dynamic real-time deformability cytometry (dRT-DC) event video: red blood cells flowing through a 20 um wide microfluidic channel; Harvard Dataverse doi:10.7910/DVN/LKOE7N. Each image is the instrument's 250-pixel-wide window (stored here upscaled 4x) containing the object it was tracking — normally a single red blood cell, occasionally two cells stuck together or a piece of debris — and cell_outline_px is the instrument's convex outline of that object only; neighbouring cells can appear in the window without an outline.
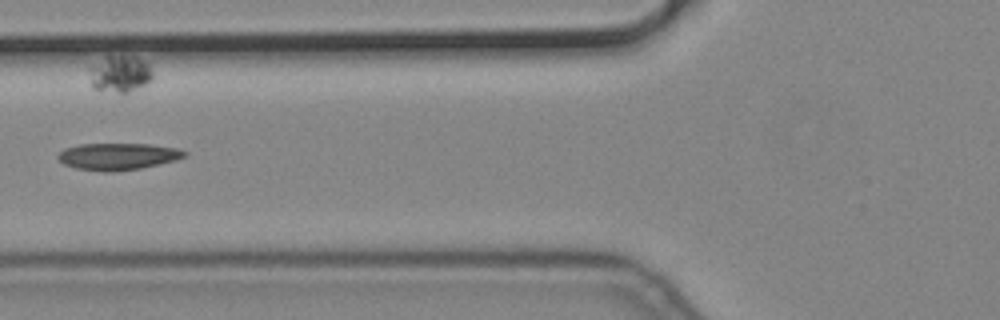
{"species": "common noctule bat (a hibernating species)", "species_latin": "Nyctalus noctula", "temperature_condition": "cold", "stored_images_in_passage": 11, "camera_frame_rate_fps": 3000, "um_per_image_px": 0.085, "animal": {"sex": "male", "body_mass_g": 19.2, "forearm_length_mm": 51.8}, "frame": {"image": 1, "passage_image": 7, "time_ms": 2.0, "image_size_px": [1000, 320], "cell_outline_px": [[188, 152], [184, 156], [176, 160], [140, 168], [112, 172], [104, 172], [76, 168], [64, 164], [56, 156], [64, 148], [80, 144], [148, 144], [180, 148]], "centroid_in_image_um": [10.02, 13.29], "position_along_channel_um": 115.8, "area_um2": 19.77}}
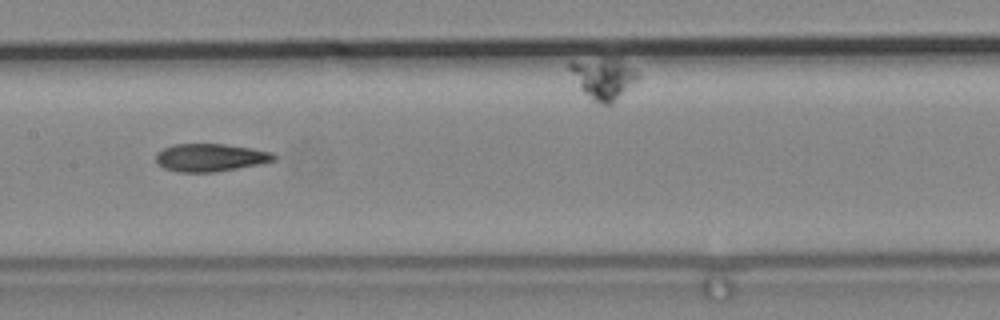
{"frame": {"image": 2, "passage_image": 9, "time_ms": 2.667, "image_size_px": [1000, 320], "cell_outline_px": [[276, 160], [264, 164], [216, 172], [180, 172], [164, 168], [156, 160], [156, 152], [172, 144], [224, 144], [252, 148], [272, 152], [276, 156]], "centroid_in_image_um": [17.93, 13.39], "position_along_channel_um": 189.5, "area_um2": 19.31}}
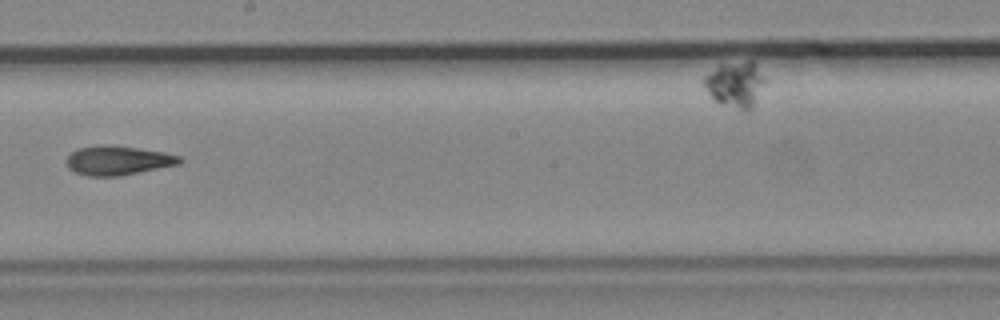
{"frame": {"image": 3, "passage_image": 10, "time_ms": 3.0, "image_size_px": [1000, 320], "cell_outline_px": [[184, 160], [180, 164], [120, 176], [88, 176], [76, 172], [68, 168], [64, 160], [76, 148], [96, 144], [104, 144], [136, 148], [164, 152], [180, 156]], "centroid_in_image_um": [9.99, 13.63], "position_along_channel_um": 238.2, "area_um2": 19.48}}